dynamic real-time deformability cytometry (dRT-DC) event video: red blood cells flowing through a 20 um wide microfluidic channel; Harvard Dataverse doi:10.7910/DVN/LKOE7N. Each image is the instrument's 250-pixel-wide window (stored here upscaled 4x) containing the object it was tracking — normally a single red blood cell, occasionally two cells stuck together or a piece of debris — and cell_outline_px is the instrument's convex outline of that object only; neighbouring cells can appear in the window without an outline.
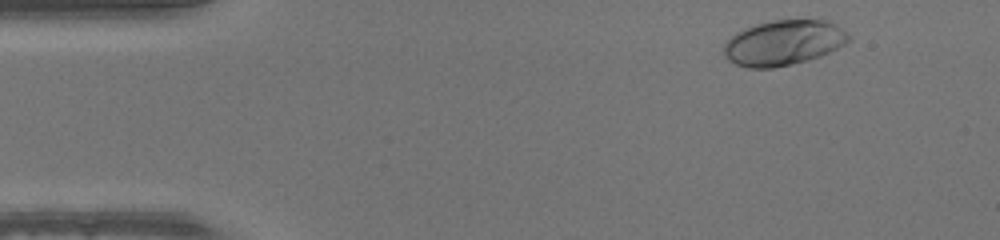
{"species": "human", "species_latin": "Homo sapiens", "temperature_condition": "warm", "stored_images_in_passage": 46, "camera_frame_rate_fps": 3000, "um_per_image_px": 0.085, "donor": {"sex": "male"}, "frame": {"image": 1, "passage_image": 2, "time_ms": 0.333, "image_size_px": [1000, 240], "cell_outline_px": [[848, 40], [844, 44], [820, 56], [808, 60], [772, 68], [748, 68], [736, 64], [728, 60], [724, 56], [724, 44], [736, 32], [744, 28], [756, 24], [772, 20], [824, 20], [836, 24], [848, 32]], "centroid_in_image_um": [66.57, 3.63], "position_along_channel_um": 18.4, "area_um2": 32.66}}
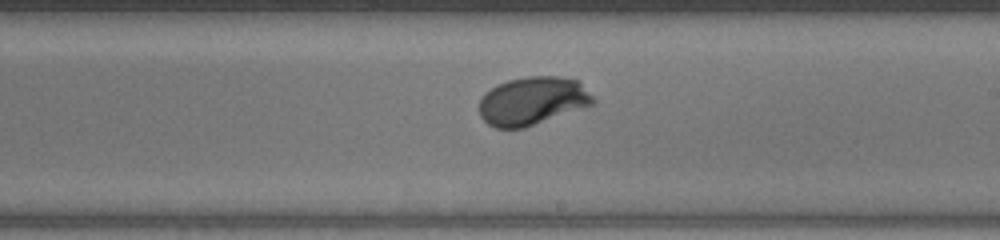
{"frame": {"image": 2, "passage_image": 25, "time_ms": 8.0, "image_size_px": [1000, 240], "cell_outline_px": [[596, 100], [592, 104], [524, 128], [496, 128], [488, 124], [480, 116], [480, 100], [484, 92], [496, 84], [508, 80], [528, 76], [560, 76], [580, 80]], "centroid_in_image_um": [45.25, 8.55], "position_along_channel_um": 243.8, "area_um2": 32.02}}
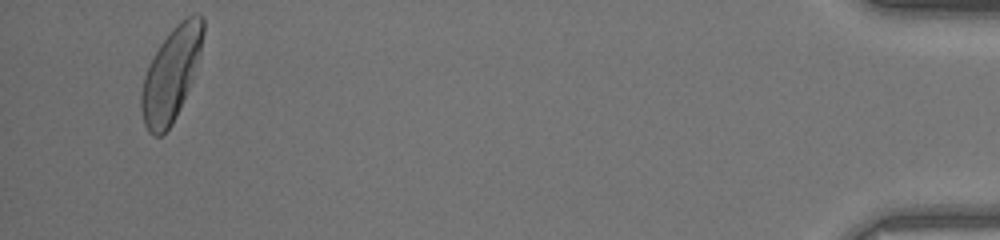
{"frame": {"image": 3, "passage_image": 44, "time_ms": 14.333, "image_size_px": [1000, 240], "cell_outline_px": [[204, 32], [200, 52], [188, 88], [176, 116], [172, 124], [160, 136], [152, 136], [148, 132], [144, 124], [140, 108], [140, 96], [144, 76], [160, 44], [172, 28], [180, 20], [192, 12], [200, 12], [204, 20]], "centroid_in_image_um": [14.54, 6.28], "position_along_channel_um": 420.7, "area_um2": 33.18}}